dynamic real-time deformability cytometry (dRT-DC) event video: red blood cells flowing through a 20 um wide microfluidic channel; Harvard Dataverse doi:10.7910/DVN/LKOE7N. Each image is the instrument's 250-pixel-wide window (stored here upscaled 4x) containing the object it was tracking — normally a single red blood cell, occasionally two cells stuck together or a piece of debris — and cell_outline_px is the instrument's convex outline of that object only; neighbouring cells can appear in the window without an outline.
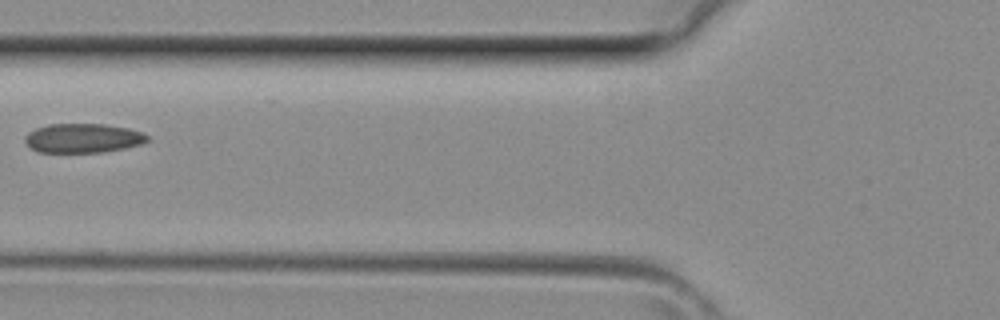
{"species": "common noctule bat (a hibernating species)", "species_latin": "Nyctalus noctula", "temperature_condition": "room temperature", "stored_images_in_passage": 2, "camera_frame_rate_fps": 3000, "um_per_image_px": 0.085, "animal": {"sex": "female", "body_mass_g": 29.2, "forearm_length_mm": 56.3}, "frame": {"image": 1, "passage_image": 2, "time_ms": 0.333, "image_size_px": [1000, 320], "cell_outline_px": [[148, 140], [140, 144], [124, 148], [104, 152], [40, 152], [32, 148], [24, 140], [24, 136], [28, 132], [36, 128], [48, 124], [104, 124], [128, 128], [140, 132], [148, 136]], "centroid_in_image_um": [7.03, 11.74], "position_along_channel_um": 118.8, "area_um2": 20.69}}